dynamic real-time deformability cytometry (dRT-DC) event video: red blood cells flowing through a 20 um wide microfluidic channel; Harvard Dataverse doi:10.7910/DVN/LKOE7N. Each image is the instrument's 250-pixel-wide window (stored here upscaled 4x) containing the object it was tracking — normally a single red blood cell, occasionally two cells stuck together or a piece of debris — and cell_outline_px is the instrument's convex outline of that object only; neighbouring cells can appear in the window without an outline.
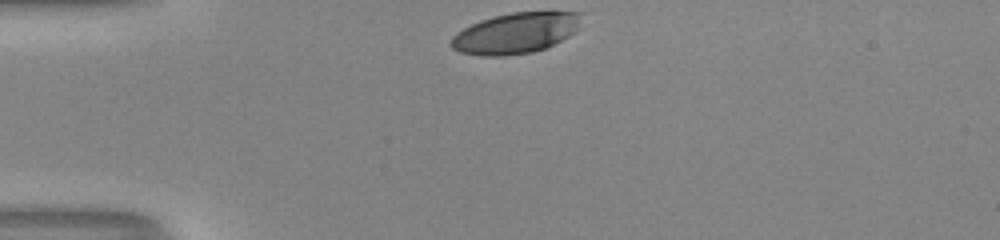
{"species": "human", "species_latin": "Homo sapiens", "temperature_condition": "room temperature", "stored_images_in_passage": 30, "camera_frame_rate_fps": 3000, "um_per_image_px": 0.085, "donor": {"sex": "male"}, "frame": {"image": 1, "passage_image": 1, "time_ms": 0.0, "image_size_px": [1000, 240], "cell_outline_px": [[584, 12], [576, 28], [568, 36], [544, 48], [532, 52], [504, 56], [480, 56], [460, 52], [452, 48], [448, 44], [452, 36], [456, 32], [480, 20], [512, 12]], "centroid_in_image_um": [43.76, 2.82], "position_along_channel_um": 41.2, "area_um2": 30.69}}
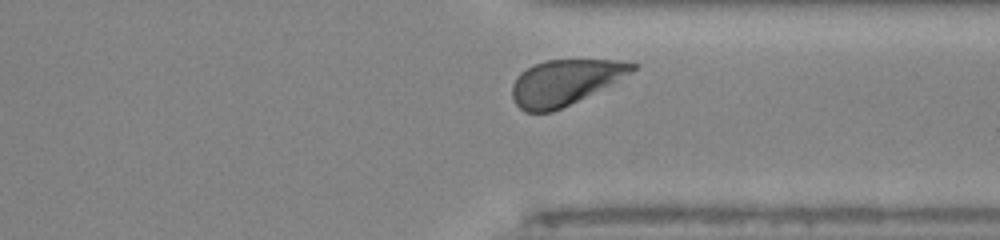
{"frame": {"image": 2, "passage_image": 28, "time_ms": 9.0, "image_size_px": [1000, 240], "cell_outline_px": [[636, 68], [632, 72], [552, 112], [524, 112], [512, 100], [512, 84], [516, 76], [520, 72], [544, 60], [616, 60], [636, 64]], "centroid_in_image_um": [47.92, 6.99], "position_along_channel_um": 363.5, "area_um2": 30.98}, "authors_computed_cell_mechanics": {"area_um2": 33.5818, "velocity_mm_per_s": 3.9881, "shape_relaxation_time_tau1_ms": 2.5688, "shape_relaxation_time_tau2_ms": null, "deformation_change_tau1": 0.1583, "deformation_change_tau2": null}}